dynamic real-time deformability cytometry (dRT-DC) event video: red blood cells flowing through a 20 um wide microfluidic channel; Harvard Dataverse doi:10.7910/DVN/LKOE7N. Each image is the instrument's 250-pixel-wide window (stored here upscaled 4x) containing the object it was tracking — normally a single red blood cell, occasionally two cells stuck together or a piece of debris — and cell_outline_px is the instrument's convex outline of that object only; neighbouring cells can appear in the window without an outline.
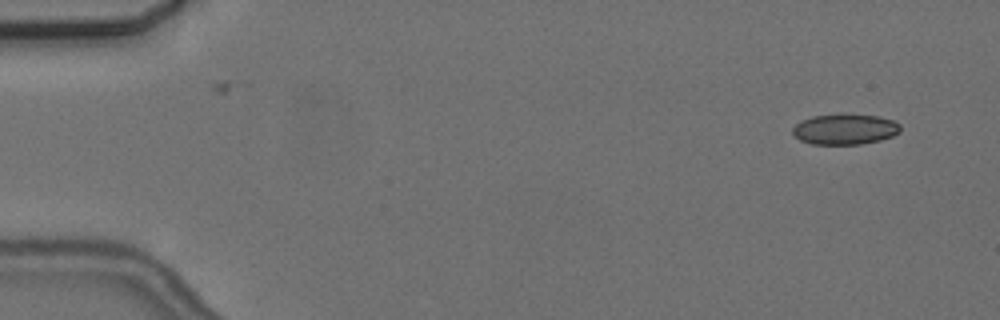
{"species": "common noctule bat (a hibernating species)", "species_latin": "Nyctalus noctula", "temperature_condition": "cold", "stored_images_in_passage": 2, "camera_frame_rate_fps": 3000, "um_per_image_px": 0.085, "animal": {"sex": "female", "body_mass_g": 24.6, "forearm_length_mm": 56.2}, "frame": {"image": 1, "passage_image": 2, "time_ms": 1.333, "image_size_px": [1000, 320], "cell_outline_px": [[900, 132], [892, 136], [880, 140], [860, 144], [812, 144], [800, 140], [792, 132], [792, 128], [800, 120], [812, 116], [844, 112], [848, 112], [880, 116], [892, 120], [900, 124]], "centroid_in_image_um": [71.82, 10.94], "position_along_channel_um": 13.2, "area_um2": 19.71}}